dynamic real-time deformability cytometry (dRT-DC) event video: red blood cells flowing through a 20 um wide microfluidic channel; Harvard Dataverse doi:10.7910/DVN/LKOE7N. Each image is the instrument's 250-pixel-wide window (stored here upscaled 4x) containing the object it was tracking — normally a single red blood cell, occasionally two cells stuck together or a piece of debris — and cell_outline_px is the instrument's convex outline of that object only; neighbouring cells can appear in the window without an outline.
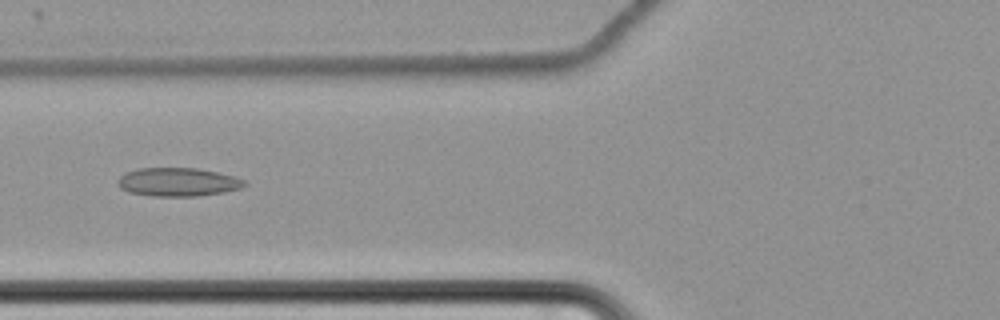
{"species": "common noctule bat (a hibernating species)", "species_latin": "Nyctalus noctula", "temperature_condition": "cold", "stored_images_in_passage": 62, "camera_frame_rate_fps": 3000, "um_per_image_px": 0.085, "animal": {"sex": "female", "body_mass_g": 22.7, "forearm_length_mm": 54.2}, "frame": {"image": 1, "passage_image": 27, "time_ms": 8.667, "image_size_px": [1000, 320], "cell_outline_px": [[248, 184], [240, 188], [224, 192], [196, 196], [152, 196], [128, 192], [120, 188], [116, 184], [116, 180], [124, 172], [136, 168], [196, 168], [236, 176], [244, 180]], "centroid_in_image_um": [15.08, 15.47], "position_along_channel_um": 110.7, "area_um2": 21.27}}
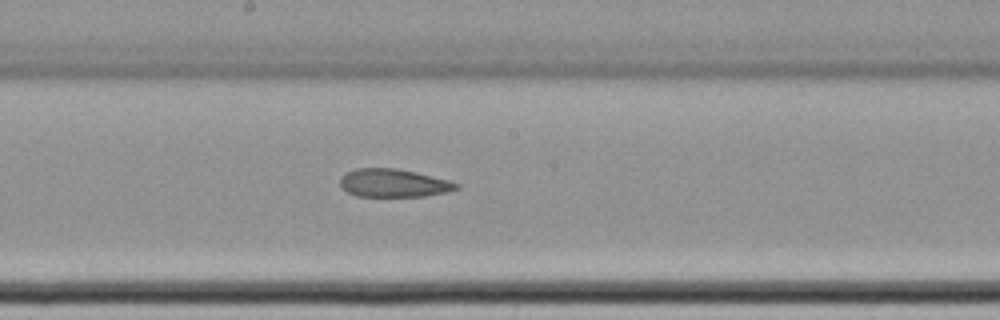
{"frame": {"image": 2, "passage_image": 36, "time_ms": 11.667, "image_size_px": [1000, 320], "cell_outline_px": [[460, 188], [444, 192], [424, 196], [356, 196], [340, 188], [340, 176], [356, 168], [396, 168], [448, 180], [460, 184]], "centroid_in_image_um": [33.41, 15.56], "position_along_channel_um": 214.8, "area_um2": 18.9}}
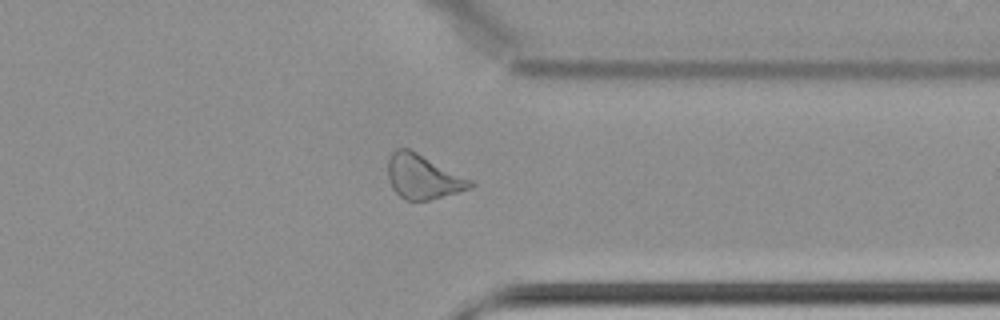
{"frame": {"image": 3, "passage_image": 50, "time_ms": 16.333, "image_size_px": [1000, 320], "cell_outline_px": [[476, 184], [472, 188], [428, 200], [404, 200], [392, 188], [388, 180], [388, 156], [396, 148], [408, 148], [472, 180]], "centroid_in_image_um": [35.93, 15.02], "position_along_channel_um": 375.5, "area_um2": 21.15}, "authors_computed_cell_mechanics": {"area_um2": 22.8021, "velocity_mm_per_s": 3.467, "shape_relaxation_time_tau1_ms": null, "shape_relaxation_time_tau2_ms": 6.3047, "deformation_change_tau1": null, "deformation_change_tau2": 0.1573}}